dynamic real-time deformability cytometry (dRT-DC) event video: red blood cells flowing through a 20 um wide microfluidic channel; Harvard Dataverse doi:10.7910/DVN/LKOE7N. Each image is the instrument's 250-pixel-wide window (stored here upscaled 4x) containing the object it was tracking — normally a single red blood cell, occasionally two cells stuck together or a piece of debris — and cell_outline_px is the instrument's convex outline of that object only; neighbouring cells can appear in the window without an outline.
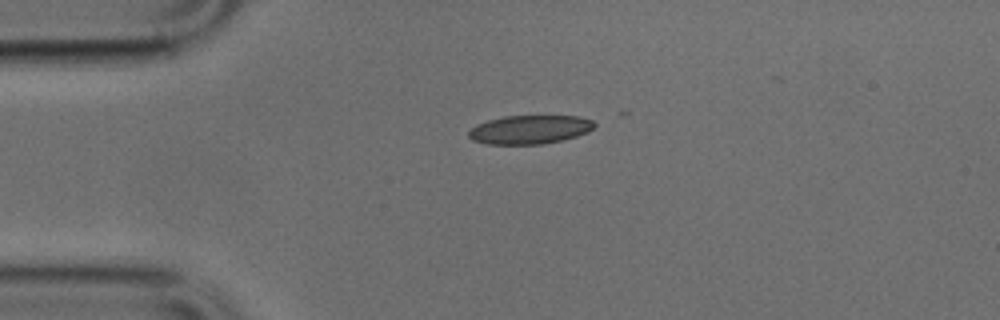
{"species": "common noctule bat (a hibernating species)", "species_latin": "Nyctalus noctula", "temperature_condition": "cold", "stored_images_in_passage": 6, "camera_frame_rate_fps": 3000, "um_per_image_px": 0.085, "animal": {"sex": "male", "body_mass_g": 17.9, "forearm_length_mm": 54.2}, "frame": {"image": 1, "passage_image": 1, "time_ms": 0.0, "image_size_px": [1000, 320], "cell_outline_px": [[596, 124], [588, 132], [576, 136], [560, 140], [540, 144], [488, 144], [472, 140], [468, 136], [468, 132], [476, 124], [488, 120], [504, 116], [580, 116], [592, 120]], "centroid_in_image_um": [45.01, 11.0], "position_along_channel_um": 40.0, "area_um2": 20.92}}